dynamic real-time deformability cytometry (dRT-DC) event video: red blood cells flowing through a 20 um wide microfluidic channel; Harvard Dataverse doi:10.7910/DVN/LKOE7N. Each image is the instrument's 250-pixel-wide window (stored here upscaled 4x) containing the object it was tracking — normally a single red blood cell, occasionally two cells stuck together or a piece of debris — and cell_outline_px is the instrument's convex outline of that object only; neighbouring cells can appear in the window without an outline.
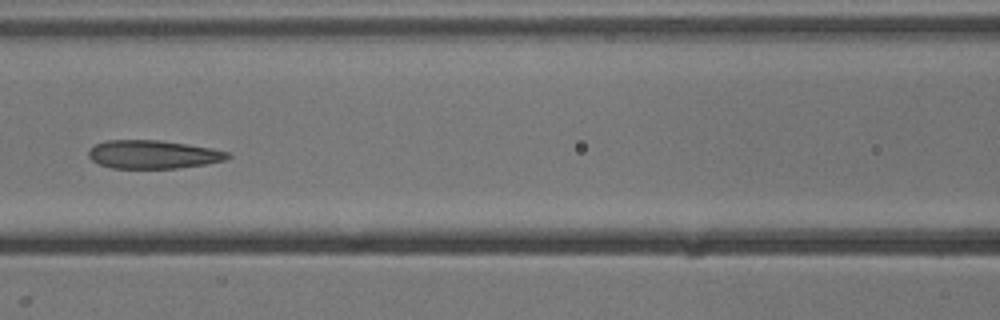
{"species": "common noctule bat (a hibernating species)", "species_latin": "Nyctalus noctula", "temperature_condition": "cold", "stored_images_in_passage": 9, "camera_frame_rate_fps": 3000, "um_per_image_px": 0.085, "animal": {"sex": "male", "body_mass_g": 13.3}, "frame": {"image": 1, "passage_image": 6, "time_ms": 7.0, "image_size_px": [1000, 320], "cell_outline_px": [[232, 156], [224, 160], [208, 164], [176, 168], [112, 168], [100, 164], [92, 160], [88, 156], [88, 152], [96, 144], [108, 140], [160, 140], [188, 144], [212, 148], [228, 152]], "centroid_in_image_um": [13.04, 13.12], "position_along_channel_um": 153.6, "area_um2": 22.95}}
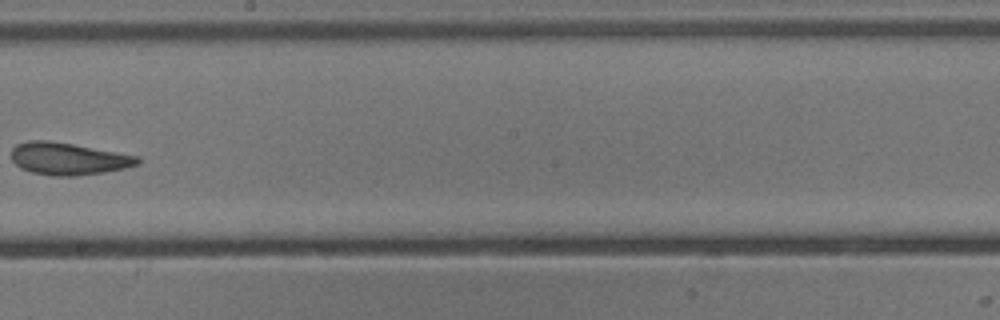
{"frame": {"image": 2, "passage_image": 8, "time_ms": 9.333, "image_size_px": [1000, 320], "cell_outline_px": [[140, 164], [124, 168], [104, 172], [76, 176], [56, 176], [32, 172], [20, 168], [12, 160], [12, 148], [16, 144], [28, 140], [48, 140], [72, 144], [140, 156]], "centroid_in_image_um": [5.81, 13.49], "position_along_channel_um": 242.4, "area_um2": 23.7}}
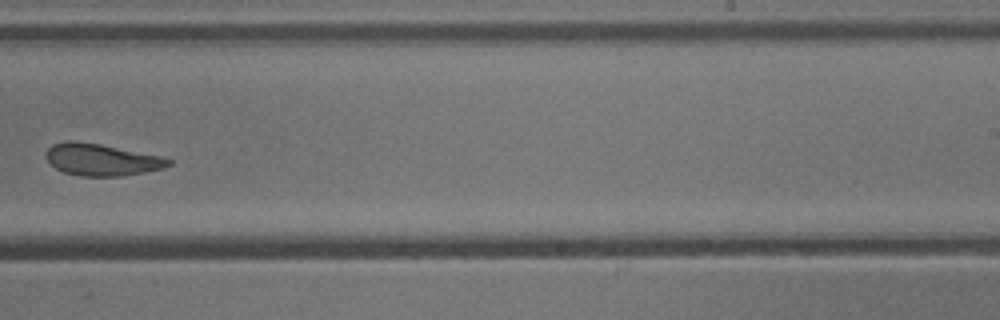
{"frame": {"image": 3, "passage_image": 9, "time_ms": 10.333, "image_size_px": [1000, 320], "cell_outline_px": [[172, 164], [164, 168], [144, 172], [120, 176], [80, 176], [64, 172], [56, 168], [44, 156], [48, 148], [52, 144], [64, 140], [76, 140], [100, 144], [160, 156], [172, 160]], "centroid_in_image_um": [8.6, 13.56], "position_along_channel_um": 280.4, "area_um2": 22.77}}